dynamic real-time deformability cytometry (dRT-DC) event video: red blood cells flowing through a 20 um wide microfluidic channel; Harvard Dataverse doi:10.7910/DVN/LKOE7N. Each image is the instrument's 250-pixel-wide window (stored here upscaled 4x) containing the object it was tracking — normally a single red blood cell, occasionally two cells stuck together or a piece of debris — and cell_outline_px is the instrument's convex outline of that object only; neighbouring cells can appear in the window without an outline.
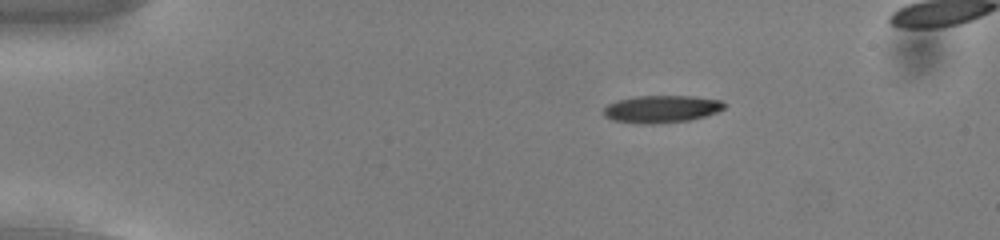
{"species": "common noctule bat (a hibernating species)", "species_latin": "Nyctalus noctula", "temperature_condition": "cold", "stored_images_in_passage": 53, "camera_frame_rate_fps": 3000, "um_per_image_px": 0.085, "animal": {"sex": "male", "body_mass_g": 13.0, "forearm_length_mm": 53.1}, "frame": {"image": 1, "passage_image": 10, "time_ms": 3.0, "image_size_px": [1000, 240], "cell_outline_px": [[728, 104], [724, 108], [716, 112], [704, 116], [688, 120], [656, 124], [640, 124], [612, 120], [604, 116], [604, 108], [608, 104], [616, 100], [636, 96], [692, 96], [724, 100]], "centroid_in_image_um": [56.24, 9.26], "position_along_channel_um": 28.8, "area_um2": 19.42}}
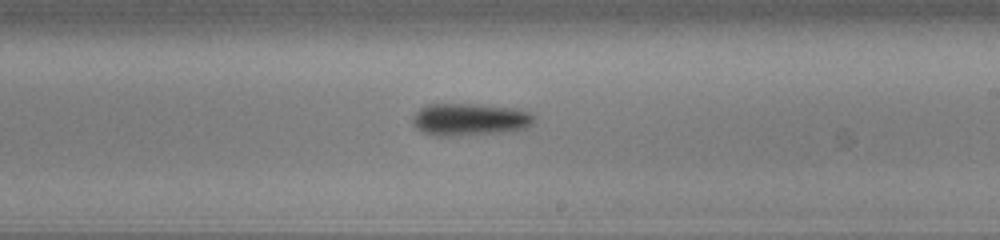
{"frame": {"image": 2, "passage_image": 33, "time_ms": 10.667, "image_size_px": [1000, 240], "cell_outline_px": [[536, 120], [528, 128], [512, 132], [456, 136], [436, 136], [424, 132], [416, 128], [412, 124], [412, 116], [420, 108], [428, 104], [476, 104], [516, 108], [528, 112], [536, 116]], "centroid_in_image_um": [39.97, 10.17], "position_along_channel_um": 249.0, "area_um2": 23.41}}
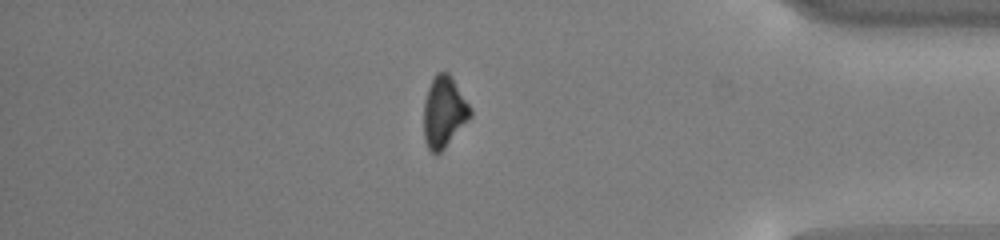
{"frame": {"image": 3, "passage_image": 47, "time_ms": 15.333, "image_size_px": [1000, 240], "cell_outline_px": [[472, 116], [444, 148], [436, 156], [428, 148], [424, 140], [424, 100], [428, 88], [436, 72], [448, 72], [452, 76], [472, 108]], "centroid_in_image_um": [37.74, 9.5], "position_along_channel_um": 397.5, "area_um2": 19.42}}